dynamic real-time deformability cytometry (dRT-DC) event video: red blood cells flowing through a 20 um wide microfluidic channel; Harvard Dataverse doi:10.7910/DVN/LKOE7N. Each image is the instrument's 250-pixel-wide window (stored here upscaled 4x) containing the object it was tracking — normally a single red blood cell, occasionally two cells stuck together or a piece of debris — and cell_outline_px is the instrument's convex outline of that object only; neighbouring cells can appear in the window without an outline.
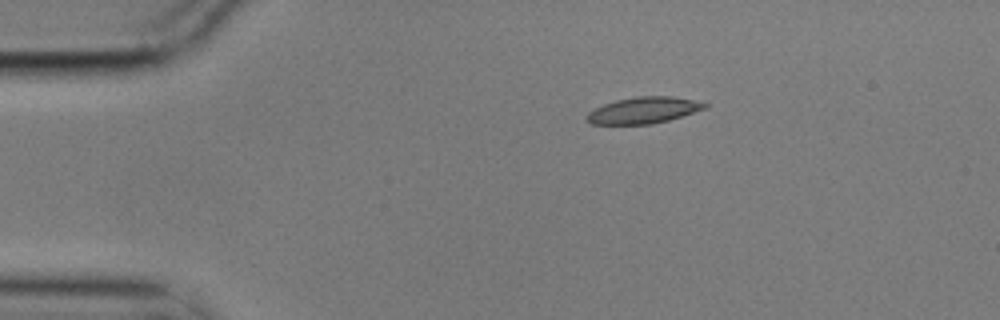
{"species": "common noctule bat (a hibernating species)", "species_latin": "Nyctalus noctula", "temperature_condition": "cold", "stored_images_in_passage": 6, "camera_frame_rate_fps": 3000, "um_per_image_px": 0.085, "animal": {"sex": "male", "body_mass_g": 17.9}, "frame": {"image": 1, "passage_image": 1, "time_ms": 0.0, "image_size_px": [1000, 320], "cell_outline_px": [[708, 108], [668, 120], [652, 124], [592, 124], [584, 120], [584, 116], [588, 112], [604, 104], [616, 100], [636, 96], [672, 96], [692, 100], [708, 104]], "centroid_in_image_um": [54.67, 9.37], "position_along_channel_um": 30.3, "area_um2": 18.15}}
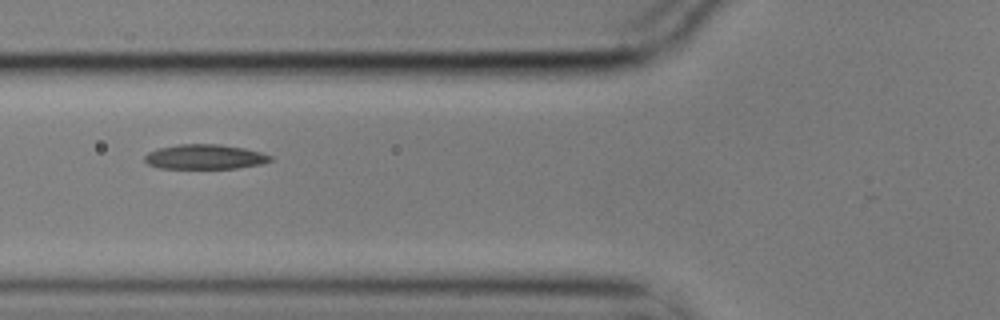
{"frame": {"image": 2, "passage_image": 4, "time_ms": 1.0, "image_size_px": [1000, 320], "cell_outline_px": [[272, 160], [264, 164], [236, 168], [160, 168], [148, 164], [144, 160], [144, 156], [148, 152], [160, 148], [180, 144], [220, 144], [244, 148], [260, 152], [272, 156]], "centroid_in_image_um": [17.43, 13.33], "position_along_channel_um": 108.4, "area_um2": 18.09}}
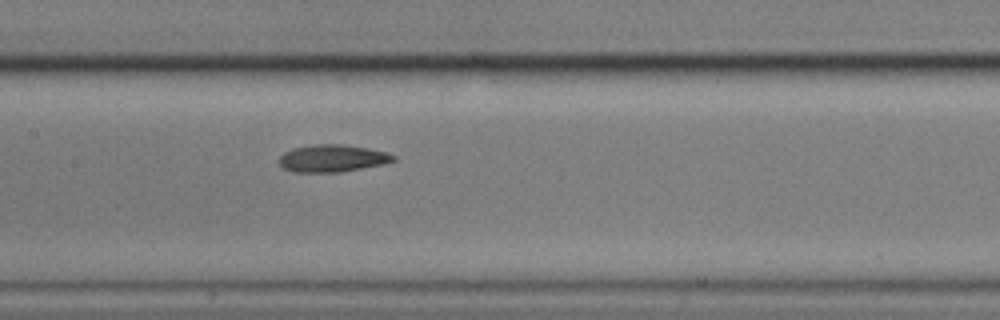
{"frame": {"image": 3, "passage_image": 6, "time_ms": 1.667, "image_size_px": [1000, 320], "cell_outline_px": [[396, 160], [384, 164], [340, 172], [292, 172], [284, 168], [280, 164], [280, 156], [284, 152], [292, 148], [312, 144], [344, 144], [368, 148], [384, 152], [396, 156]], "centroid_in_image_um": [28.24, 13.45], "position_along_channel_um": 179.2, "area_um2": 18.21}}